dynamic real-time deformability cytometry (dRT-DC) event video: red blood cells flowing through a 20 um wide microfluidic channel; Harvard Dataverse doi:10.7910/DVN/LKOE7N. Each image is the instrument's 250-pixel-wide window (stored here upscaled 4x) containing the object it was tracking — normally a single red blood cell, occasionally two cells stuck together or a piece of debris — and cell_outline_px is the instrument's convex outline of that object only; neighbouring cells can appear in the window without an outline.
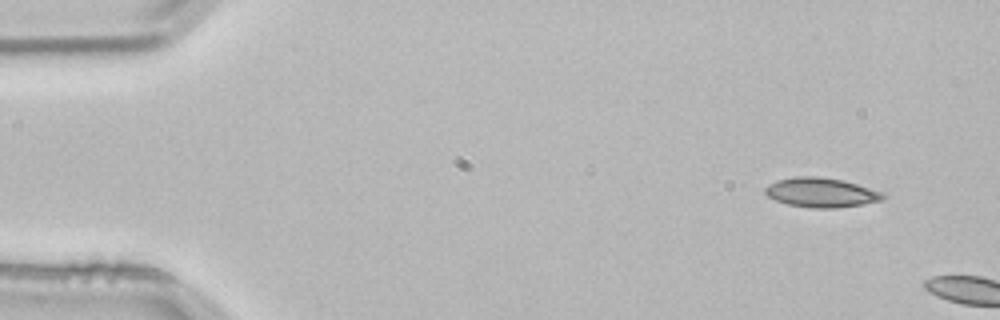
{"species": "common noctule bat (a hibernating species)", "species_latin": "Nyctalus noctula", "temperature_condition": "room temperature", "stored_images_in_passage": 2, "camera_frame_rate_fps": 3000, "um_per_image_px": 0.085, "animal": {"sex": "male", "body_mass_g": 21.5, "forearm_length_mm": 52.0}, "frame": {"image": 1, "passage_image": 1, "time_ms": 0.0, "image_size_px": [1000, 320], "cell_outline_px": [[884, 200], [836, 208], [812, 208], [788, 204], [776, 200], [768, 196], [764, 192], [764, 188], [768, 184], [776, 180], [796, 176], [816, 176], [844, 180], [880, 192], [884, 196]], "centroid_in_image_um": [69.74, 16.35], "position_along_channel_um": 15.3, "area_um2": 20.06}}